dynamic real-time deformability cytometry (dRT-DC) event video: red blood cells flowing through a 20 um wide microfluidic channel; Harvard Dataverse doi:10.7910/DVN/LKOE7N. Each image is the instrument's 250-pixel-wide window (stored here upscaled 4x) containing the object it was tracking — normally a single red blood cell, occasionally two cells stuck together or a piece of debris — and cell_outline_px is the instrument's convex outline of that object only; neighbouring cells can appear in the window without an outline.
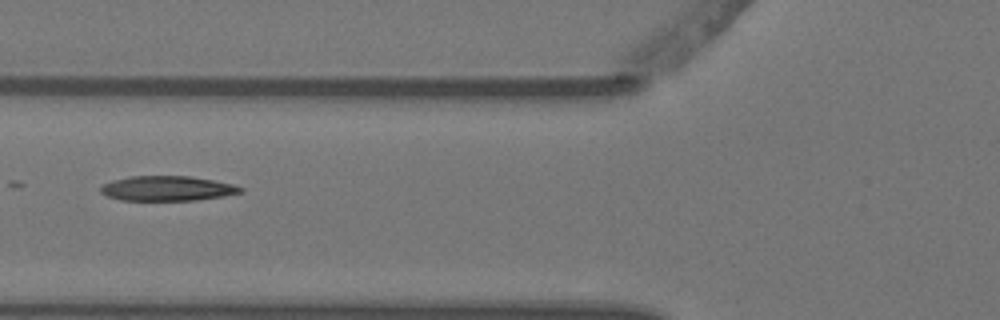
{"species": "Egyptian fruit bat (a non-hibernating species)", "species_latin": "Rousettus aegyptiacus", "temperature_condition": "warm", "stored_images_in_passage": 6, "camera_frame_rate_fps": 3000, "um_per_image_px": 0.085, "animal": {"sex": "female"}, "frame": {"image": 1, "passage_image": 6, "time_ms": 1.667, "image_size_px": [1000, 320], "cell_outline_px": [[244, 192], [224, 196], [196, 200], [120, 200], [108, 196], [100, 192], [100, 188], [104, 184], [112, 180], [132, 176], [188, 176], [236, 184], [244, 188]], "centroid_in_image_um": [14.26, 16.01], "position_along_channel_um": 111.5, "area_um2": 20.29}}